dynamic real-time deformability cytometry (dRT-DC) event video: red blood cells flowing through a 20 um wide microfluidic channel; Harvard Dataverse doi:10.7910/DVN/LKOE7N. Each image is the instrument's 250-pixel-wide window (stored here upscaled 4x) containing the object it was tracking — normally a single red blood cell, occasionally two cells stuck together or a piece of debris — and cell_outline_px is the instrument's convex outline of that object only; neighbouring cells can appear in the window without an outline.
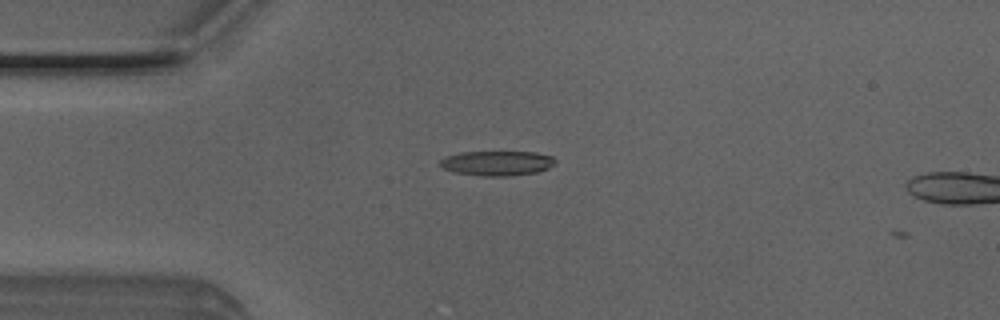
{"species": "Egyptian fruit bat (a non-hibernating species)", "species_latin": "Rousettus aegyptiacus", "temperature_condition": "room temperature", "stored_images_in_passage": 3, "camera_frame_rate_fps": 3000, "um_per_image_px": 0.085, "animal": {"sex": "male"}, "frame": {"image": 1, "passage_image": 1, "time_ms": 0.0, "image_size_px": [1000, 320], "cell_outline_px": [[556, 164], [548, 168], [536, 172], [512, 176], [480, 176], [452, 172], [444, 168], [440, 164], [440, 160], [444, 156], [460, 152], [536, 152], [552, 156], [556, 160]], "centroid_in_image_um": [42.25, 13.87], "position_along_channel_um": 42.8, "area_um2": 16.82}}